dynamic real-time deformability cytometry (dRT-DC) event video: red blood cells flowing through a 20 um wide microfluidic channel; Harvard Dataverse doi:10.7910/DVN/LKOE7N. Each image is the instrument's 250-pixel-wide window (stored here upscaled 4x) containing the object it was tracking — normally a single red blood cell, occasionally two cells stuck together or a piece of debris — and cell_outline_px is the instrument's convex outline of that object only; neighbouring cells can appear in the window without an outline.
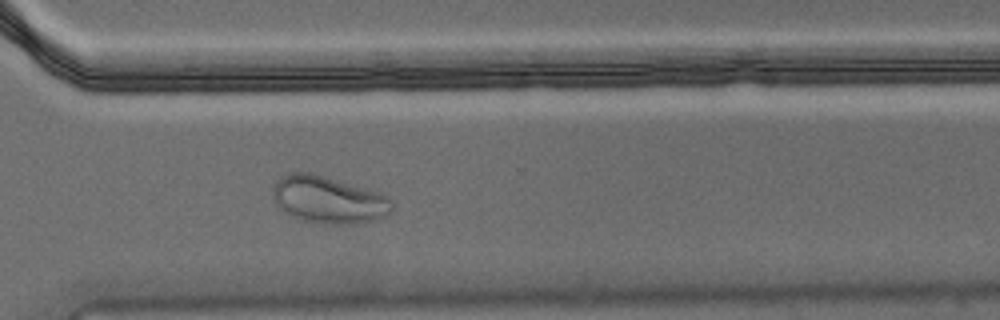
{"species": "Egyptian fruit bat (a non-hibernating species)", "species_latin": "Rousettus aegyptiacus", "temperature_condition": "warm", "stored_images_in_passage": 57, "camera_frame_rate_fps": 3000, "um_per_image_px": 0.085, "animal": {"sex": "male"}, "frame": {"image": 1, "passage_image": 41, "time_ms": 13.333, "image_size_px": [1000, 320], "cell_outline_px": [[392, 208], [384, 216], [376, 220], [352, 224], [320, 224], [296, 220], [288, 216], [276, 204], [272, 196], [272, 188], [276, 180], [280, 176], [292, 172], [312, 172], [380, 192], [388, 196], [392, 200]], "centroid_in_image_um": [27.87, 16.98], "position_along_channel_um": 342.7, "area_um2": 33.47}}